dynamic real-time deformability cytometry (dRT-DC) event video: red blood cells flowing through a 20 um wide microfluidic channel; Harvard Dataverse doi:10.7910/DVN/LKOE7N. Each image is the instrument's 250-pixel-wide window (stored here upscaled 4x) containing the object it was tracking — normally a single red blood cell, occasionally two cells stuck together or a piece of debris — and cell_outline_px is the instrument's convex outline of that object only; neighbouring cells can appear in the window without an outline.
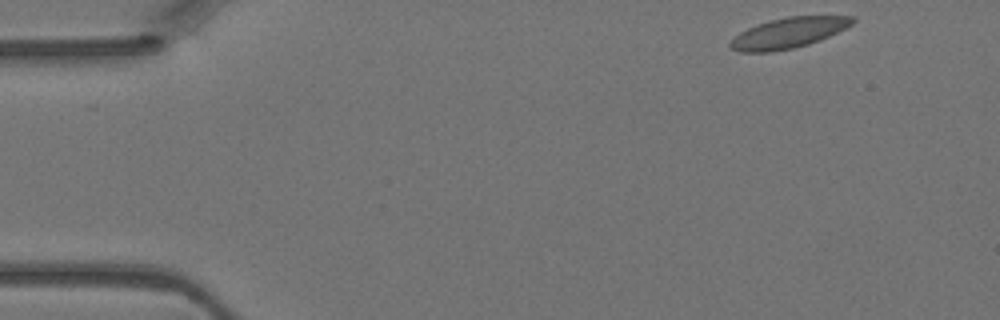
{"species": "Egyptian fruit bat (a non-hibernating species)", "species_latin": "Rousettus aegyptiacus", "temperature_condition": "warm", "stored_images_in_passage": 3, "camera_frame_rate_fps": 3000, "um_per_image_px": 0.085, "animal": {"sex": "female"}, "frame": {"image": 1, "passage_image": 1, "time_ms": 0.0, "image_size_px": [1000, 320], "cell_outline_px": [[856, 20], [852, 24], [828, 36], [808, 44], [792, 48], [772, 52], [740, 52], [732, 48], [728, 44], [740, 32], [748, 28], [772, 20], [788, 16], [856, 16]], "centroid_in_image_um": [67.03, 2.79], "position_along_channel_um": 18.0, "area_um2": 21.27}}